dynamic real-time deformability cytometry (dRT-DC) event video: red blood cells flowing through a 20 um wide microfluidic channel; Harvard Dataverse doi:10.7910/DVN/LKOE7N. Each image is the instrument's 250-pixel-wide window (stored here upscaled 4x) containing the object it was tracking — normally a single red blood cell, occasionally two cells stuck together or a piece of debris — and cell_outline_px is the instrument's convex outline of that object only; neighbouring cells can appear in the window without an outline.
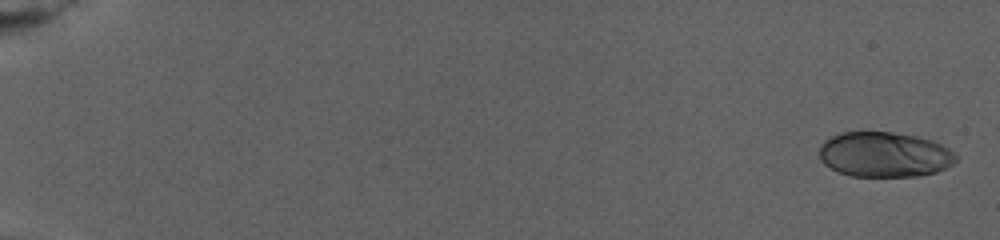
{"species": "human", "species_latin": "Homo sapiens", "temperature_condition": "warm", "stored_images_in_passage": 73, "camera_frame_rate_fps": 3000, "um_per_image_px": 0.085, "donor": {"sex": "female"}, "frame": {"image": 1, "passage_image": 2, "time_ms": 0.667, "image_size_px": [1000, 240], "cell_outline_px": [[956, 160], [952, 164], [936, 172], [916, 176], [852, 176], [840, 172], [824, 164], [820, 160], [820, 144], [824, 140], [840, 132], [892, 132], [916, 136], [932, 140], [956, 152]], "centroid_in_image_um": [75.17, 13.13], "position_along_channel_um": 9.8, "area_um2": 35.89}}
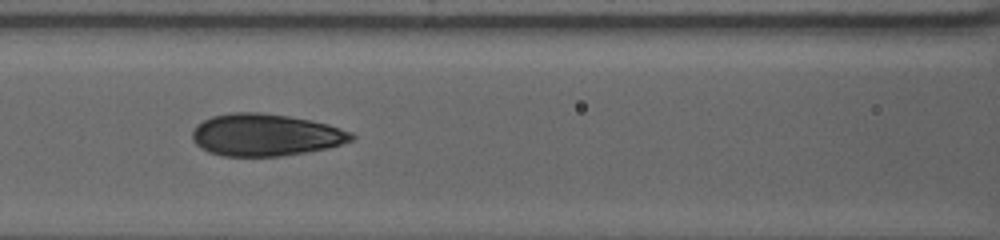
{"frame": {"image": 2, "passage_image": 38, "time_ms": 13.333, "image_size_px": [1000, 240], "cell_outline_px": [[356, 136], [352, 140], [328, 148], [280, 156], [224, 156], [208, 152], [200, 148], [192, 140], [192, 132], [196, 124], [212, 116], [232, 112], [260, 112], [288, 116], [312, 120], [328, 124], [352, 132]], "centroid_in_image_um": [22.54, 11.46], "position_along_channel_um": 144.1, "area_um2": 39.19}}
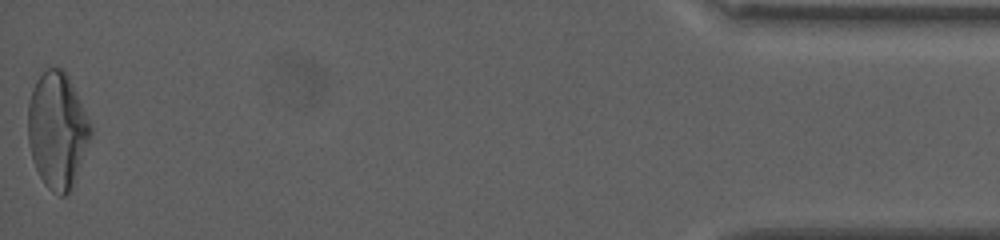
{"frame": {"image": 3, "passage_image": 73, "time_ms": 27.333, "image_size_px": [1000, 240], "cell_outline_px": [[92, 132], [80, 164], [72, 184], [68, 192], [64, 196], [60, 196], [52, 192], [44, 184], [32, 160], [28, 140], [28, 104], [32, 88], [36, 80], [48, 68], [60, 68], [68, 76], [92, 128]], "centroid_in_image_um": [4.83, 11.07], "position_along_channel_um": 430.4, "area_um2": 41.56}}